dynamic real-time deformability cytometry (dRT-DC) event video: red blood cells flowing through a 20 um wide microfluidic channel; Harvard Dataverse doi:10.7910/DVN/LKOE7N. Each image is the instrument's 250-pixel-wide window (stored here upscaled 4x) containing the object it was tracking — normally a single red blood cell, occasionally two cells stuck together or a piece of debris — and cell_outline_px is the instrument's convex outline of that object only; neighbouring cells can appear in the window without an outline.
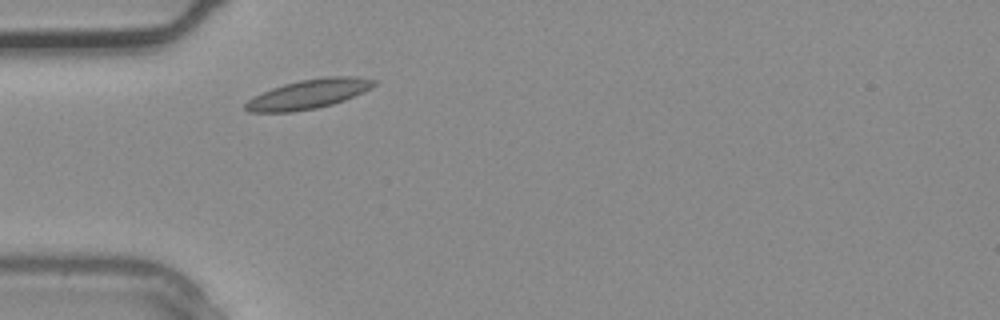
{"species": "common noctule bat (a hibernating species)", "species_latin": "Nyctalus noctula", "temperature_condition": "warm", "stored_images_in_passage": 1, "camera_frame_rate_fps": 3000, "um_per_image_px": 0.085, "animal": {"sex": "male", "body_mass_g": 20.4}, "frame": {"image": 1, "passage_image": 1, "time_ms": 0.0, "image_size_px": [1000, 320], "cell_outline_px": [[376, 84], [372, 88], [364, 92], [344, 100], [332, 104], [316, 108], [292, 112], [248, 112], [244, 108], [244, 104], [252, 96], [272, 88], [284, 84], [300, 80], [328, 76], [356, 76], [376, 80]], "centroid_in_image_um": [26.22, 7.99], "position_along_channel_um": 58.8, "area_um2": 22.08}}